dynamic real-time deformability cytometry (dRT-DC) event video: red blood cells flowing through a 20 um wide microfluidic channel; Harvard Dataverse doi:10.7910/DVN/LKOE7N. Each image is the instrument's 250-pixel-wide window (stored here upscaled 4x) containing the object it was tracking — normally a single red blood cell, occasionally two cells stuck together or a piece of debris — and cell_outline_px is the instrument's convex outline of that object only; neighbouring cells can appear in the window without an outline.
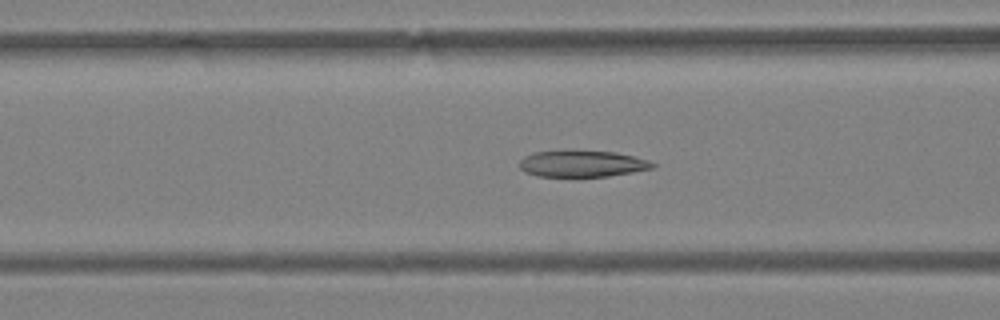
{"species": "Egyptian fruit bat (a non-hibernating species)", "species_latin": "Rousettus aegyptiacus", "temperature_condition": "warm", "stored_images_in_passage": 52, "camera_frame_rate_fps": 3000, "um_per_image_px": 0.085, "animal": {"sex": "female"}, "frame": {"image": 1, "passage_image": 21, "time_ms": 6.667, "image_size_px": [1000, 320], "cell_outline_px": [[656, 168], [608, 176], [576, 180], [536, 176], [524, 172], [520, 168], [520, 160], [524, 156], [536, 152], [616, 152], [648, 160], [656, 164]], "centroid_in_image_um": [49.47, 13.99], "position_along_channel_um": 117.1, "area_um2": 21.04}}
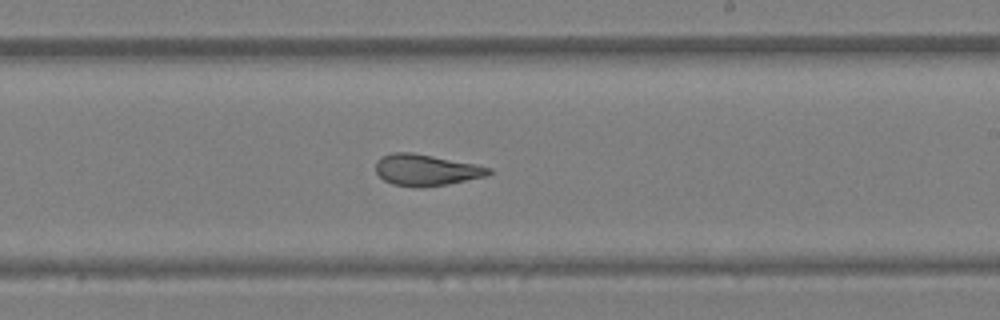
{"frame": {"image": 2, "passage_image": 31, "time_ms": 10.0, "image_size_px": [1000, 320], "cell_outline_px": [[492, 172], [488, 176], [448, 184], [420, 188], [416, 188], [392, 184], [384, 180], [376, 172], [376, 160], [380, 156], [392, 152], [412, 152], [476, 164], [492, 168]], "centroid_in_image_um": [36.22, 14.45], "position_along_channel_um": 252.8, "area_um2": 20.92}}
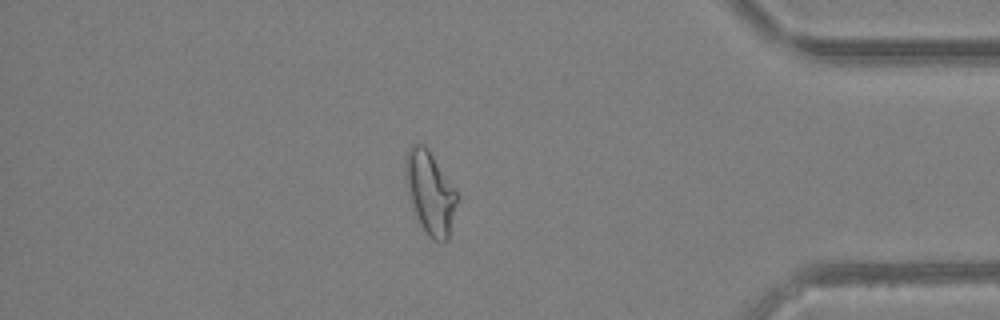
{"frame": {"image": 3, "passage_image": 44, "time_ms": 14.333, "image_size_px": [1000, 320], "cell_outline_px": [[456, 200], [448, 240], [436, 240], [428, 236], [408, 196], [404, 184], [404, 156], [412, 144], [424, 144], [428, 148], [456, 192]], "centroid_in_image_um": [36.49, 16.29], "position_along_channel_um": 398.7, "area_um2": 24.22}}